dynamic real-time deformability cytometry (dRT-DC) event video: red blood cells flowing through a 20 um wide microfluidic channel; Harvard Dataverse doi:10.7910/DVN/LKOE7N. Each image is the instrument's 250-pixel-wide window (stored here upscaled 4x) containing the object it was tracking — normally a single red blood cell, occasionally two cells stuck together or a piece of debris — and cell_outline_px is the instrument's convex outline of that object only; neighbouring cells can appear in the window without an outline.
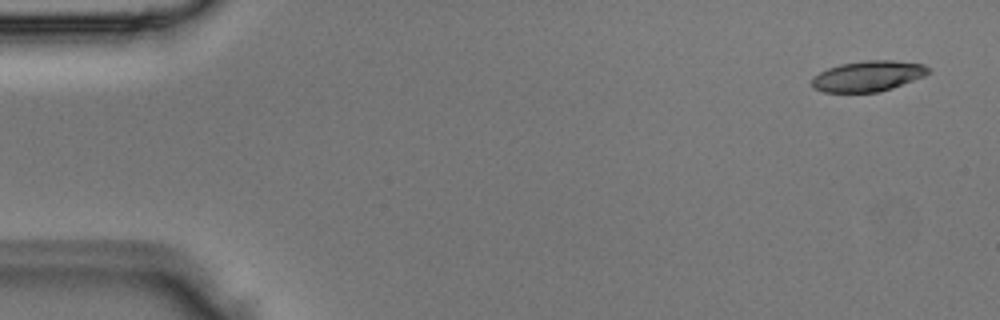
{"species": "Egyptian fruit bat (a non-hibernating species)", "species_latin": "Rousettus aegyptiacus", "temperature_condition": "room temperature", "stored_images_in_passage": 3, "camera_frame_rate_fps": 3000, "um_per_image_px": 0.085, "animal": {"sex": "male"}, "frame": {"image": 1, "passage_image": 1, "time_ms": 0.0, "image_size_px": [1000, 320], "cell_outline_px": [[932, 72], [924, 76], [892, 88], [880, 92], [824, 92], [812, 88], [812, 76], [828, 68], [840, 64], [864, 60], [892, 60], [924, 64], [932, 68]], "centroid_in_image_um": [73.8, 6.46], "position_along_channel_um": 11.2, "area_um2": 20.98}}